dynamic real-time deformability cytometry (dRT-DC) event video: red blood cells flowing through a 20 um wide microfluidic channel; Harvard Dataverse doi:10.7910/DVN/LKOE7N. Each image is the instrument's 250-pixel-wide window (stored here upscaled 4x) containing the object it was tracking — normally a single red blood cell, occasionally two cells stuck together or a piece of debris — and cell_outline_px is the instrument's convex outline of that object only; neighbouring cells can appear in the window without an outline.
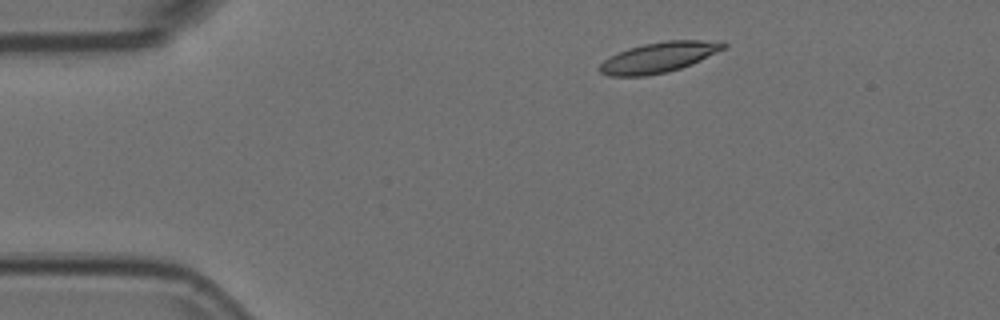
{"species": "Egyptian fruit bat (a non-hibernating species)", "species_latin": "Rousettus aegyptiacus", "temperature_condition": "room temperature", "stored_images_in_passage": 2, "camera_frame_rate_fps": 3000, "um_per_image_px": 0.085, "animal": {"sex": "female"}, "frame": {"image": 1, "passage_image": 1, "time_ms": 0.0, "image_size_px": [1000, 320], "cell_outline_px": [[728, 44], [724, 48], [692, 64], [668, 72], [644, 76], [608, 76], [600, 72], [596, 68], [604, 60], [628, 48], [644, 44], [664, 40], [724, 40]], "centroid_in_image_um": [56.01, 4.87], "position_along_channel_um": 29.0, "area_um2": 21.96}}